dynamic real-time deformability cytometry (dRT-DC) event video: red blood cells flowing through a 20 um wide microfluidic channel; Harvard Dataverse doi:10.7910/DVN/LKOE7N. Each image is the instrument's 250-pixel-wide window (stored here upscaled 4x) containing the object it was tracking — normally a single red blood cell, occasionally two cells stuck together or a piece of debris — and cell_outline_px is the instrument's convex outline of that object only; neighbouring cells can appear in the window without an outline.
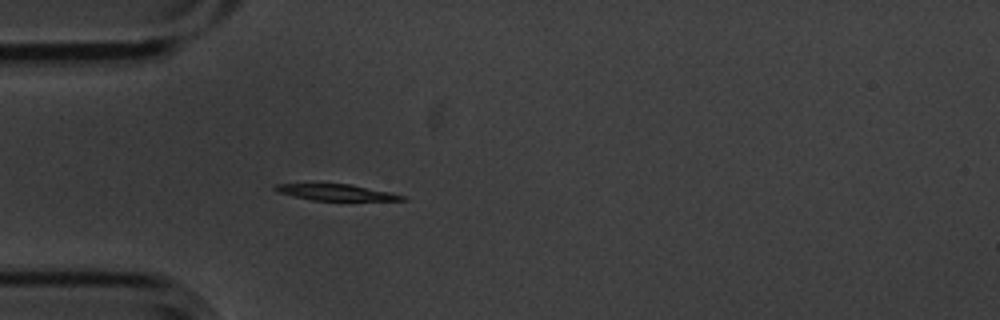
{"species": "common noctule bat (a hibernating species)", "species_latin": "Nyctalus noctula", "temperature_condition": "cold", "stored_images_in_passage": 4, "camera_frame_rate_fps": 3000, "um_per_image_px": 0.085, "animal": {"sex": "male", "body_mass_g": 20.1, "forearm_length_mm": 53.5}, "frame": {"image": 1, "passage_image": 4, "time_ms": 1.0, "image_size_px": [1000, 320], "cell_outline_px": [[408, 200], [312, 200], [276, 192], [272, 188], [276, 184], [352, 184], [388, 192], [404, 196]], "centroid_in_image_um": [28.52, 16.34], "position_along_channel_um": 56.5, "area_um2": 11.73}}